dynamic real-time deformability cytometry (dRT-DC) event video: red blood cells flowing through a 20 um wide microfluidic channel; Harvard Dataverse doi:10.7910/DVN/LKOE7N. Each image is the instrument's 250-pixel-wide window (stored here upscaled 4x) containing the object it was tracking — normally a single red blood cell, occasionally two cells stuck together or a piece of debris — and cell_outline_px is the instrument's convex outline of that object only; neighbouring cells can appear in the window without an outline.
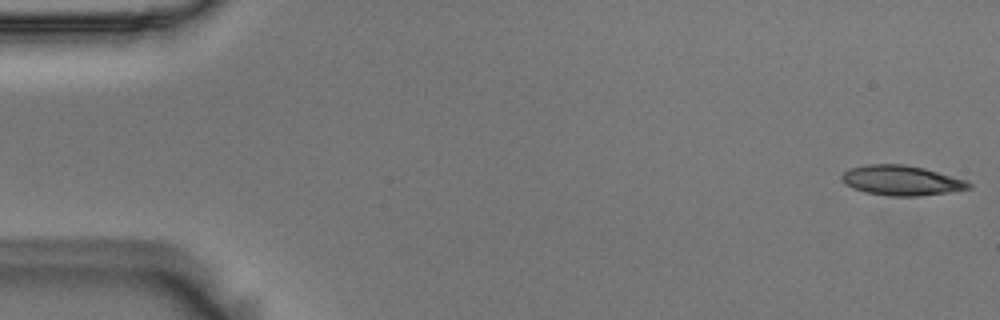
{"species": "Egyptian fruit bat (a non-hibernating species)", "species_latin": "Rousettus aegyptiacus", "temperature_condition": "room temperature", "stored_images_in_passage": 54, "camera_frame_rate_fps": 3000, "um_per_image_px": 0.085, "animal": {"sex": "male"}, "frame": {"image": 1, "passage_image": 1, "time_ms": 0.0, "image_size_px": [1000, 320], "cell_outline_px": [[972, 188], [948, 192], [920, 196], [892, 196], [864, 192], [852, 188], [844, 184], [840, 180], [840, 176], [844, 172], [852, 168], [864, 164], [904, 164], [924, 168], [968, 180], [972, 184]], "centroid_in_image_um": [76.62, 15.33], "position_along_channel_um": 8.4, "area_um2": 22.37}}
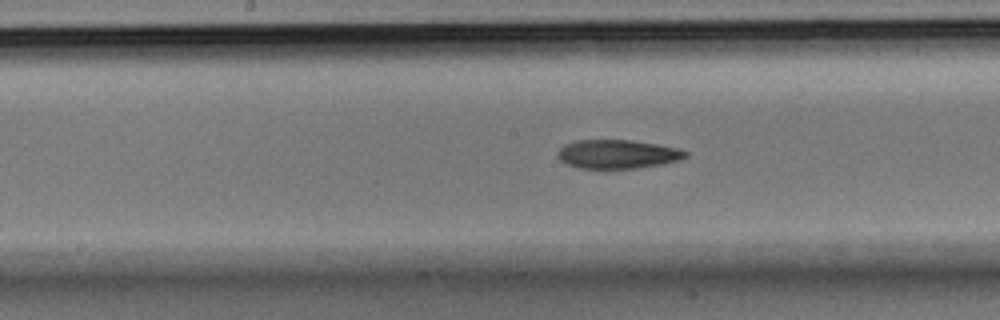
{"frame": {"image": 2, "passage_image": 27, "time_ms": 8.667, "image_size_px": [1000, 320], "cell_outline_px": [[688, 156], [680, 160], [664, 164], [636, 168], [580, 168], [568, 164], [560, 160], [556, 156], [556, 152], [564, 144], [576, 140], [632, 140], [680, 148], [688, 152]], "centroid_in_image_um": [52.5, 13.09], "position_along_channel_um": 195.7, "area_um2": 21.62}}
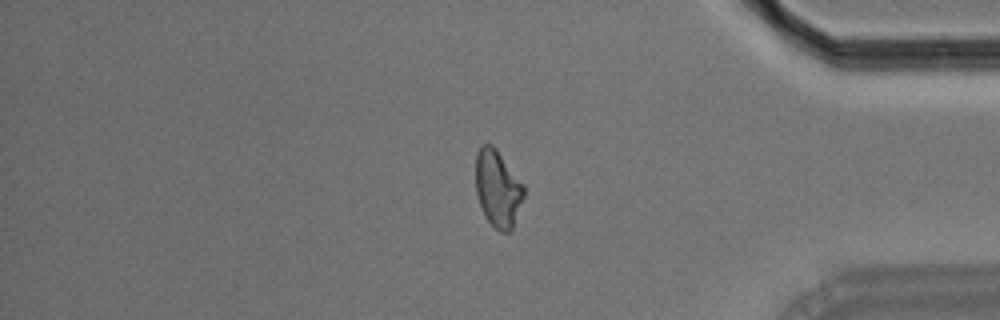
{"frame": {"image": 3, "passage_image": 45, "time_ms": 14.667, "image_size_px": [1000, 320], "cell_outline_px": [[524, 196], [512, 228], [508, 232], [500, 232], [488, 220], [480, 204], [476, 192], [476, 152], [480, 144], [492, 144], [496, 148], [524, 184]], "centroid_in_image_um": [42.31, 15.98], "position_along_channel_um": 392.9, "area_um2": 21.44}, "authors_computed_cell_mechanics": {"area_um2": 22.1085, "velocity_mm_per_s": 3.7015, "shape_relaxation_time_tau1_ms": null, "shape_relaxation_time_tau2_ms": 7.0744, "deformation_change_tau1": null, "deformation_change_tau2": 0.151}}